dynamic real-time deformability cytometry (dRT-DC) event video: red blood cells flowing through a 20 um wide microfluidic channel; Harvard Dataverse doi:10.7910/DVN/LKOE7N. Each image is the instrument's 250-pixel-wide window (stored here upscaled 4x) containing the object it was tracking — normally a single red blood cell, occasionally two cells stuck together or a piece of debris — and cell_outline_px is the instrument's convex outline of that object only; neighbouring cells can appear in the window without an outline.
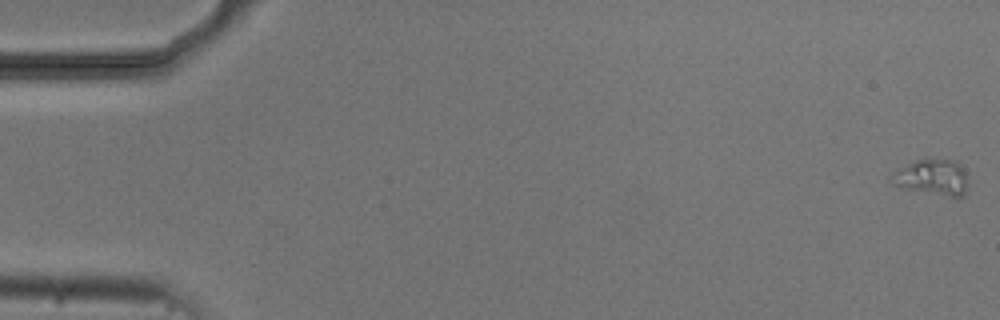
{"species": "common noctule bat (a hibernating species)", "species_latin": "Nyctalus noctula", "temperature_condition": "cold", "stored_images_in_passage": 4, "camera_frame_rate_fps": 3000, "um_per_image_px": 0.085, "animal": {"sex": "male", "body_mass_g": 20.5, "forearm_length_mm": 52.5}, "frame": {"image": 1, "passage_image": 1, "time_ms": 0.0, "image_size_px": [1000, 320], "cell_outline_px": [[968, 192], [964, 196], [948, 196], [904, 188], [892, 184], [888, 180], [888, 176], [892, 172], [924, 156], [956, 160], [960, 164], [964, 172], [968, 184]], "centroid_in_image_um": [79.23, 15.03], "position_along_channel_um": 5.8, "area_um2": 16.53}}
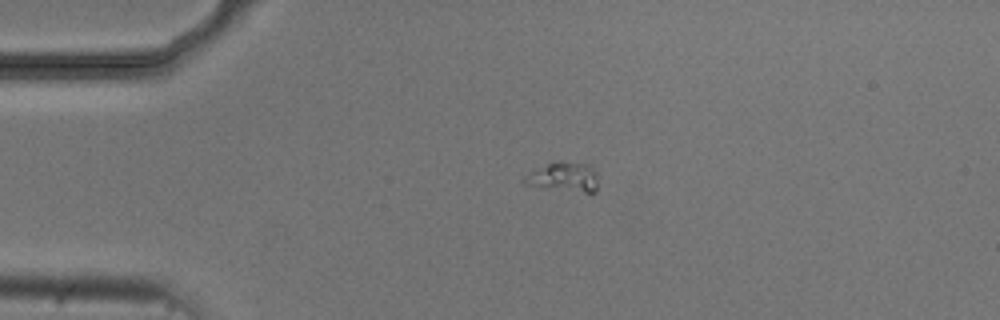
{"frame": {"image": 2, "passage_image": 4, "time_ms": 4.0, "image_size_px": [1000, 320], "cell_outline_px": [[596, 192], [584, 192], [544, 188], [520, 184], [520, 180], [524, 176], [548, 164], [560, 160], [588, 164], [596, 168]], "centroid_in_image_um": [47.9, 15.04], "position_along_channel_um": 37.1, "area_um2": 12.77}}